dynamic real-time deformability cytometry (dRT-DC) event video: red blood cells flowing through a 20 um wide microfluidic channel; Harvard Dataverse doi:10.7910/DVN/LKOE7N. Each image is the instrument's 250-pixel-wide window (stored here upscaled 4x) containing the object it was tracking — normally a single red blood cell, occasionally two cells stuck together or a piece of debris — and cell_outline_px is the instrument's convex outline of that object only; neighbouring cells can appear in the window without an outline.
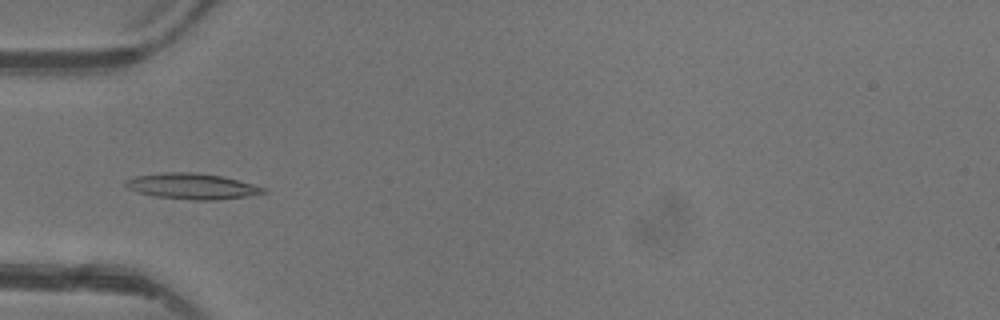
{"species": "common noctule bat (a hibernating species)", "species_latin": "Nyctalus noctula", "temperature_condition": "warm", "stored_images_in_passage": 4, "camera_frame_rate_fps": 3000, "um_per_image_px": 0.085, "animal": {"sex": "female"}, "frame": {"image": 1, "passage_image": 4, "time_ms": 3.333, "image_size_px": [1000, 320], "cell_outline_px": [[268, 192], [248, 196], [216, 200], [192, 200], [156, 196], [136, 192], [128, 188], [124, 184], [124, 180], [136, 176], [164, 172], [196, 172], [224, 176], [252, 184], [264, 188]], "centroid_in_image_um": [16.31, 15.82], "position_along_channel_um": 68.7, "area_um2": 20.75}}